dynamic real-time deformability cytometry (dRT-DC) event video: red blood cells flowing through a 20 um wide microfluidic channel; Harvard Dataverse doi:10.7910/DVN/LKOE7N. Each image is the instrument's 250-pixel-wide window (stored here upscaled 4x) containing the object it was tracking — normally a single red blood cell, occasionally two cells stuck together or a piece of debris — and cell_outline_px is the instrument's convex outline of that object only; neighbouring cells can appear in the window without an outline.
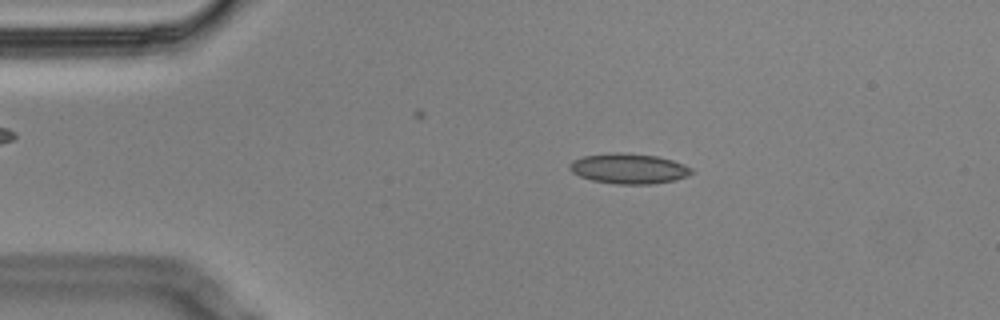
{"species": "Egyptian fruit bat (a non-hibernating species)", "species_latin": "Rousettus aegyptiacus", "temperature_condition": "cold", "stored_images_in_passage": 52, "segment_of_instrument_passage": [1, 2], "camera_frame_rate_fps": 3000, "um_per_image_px": 0.085, "animal": {"sex": "male"}, "frame": {"image": 1, "passage_image": 6, "time_ms": 1.667, "image_size_px": [1000, 320], "cell_outline_px": [[692, 172], [688, 176], [676, 180], [652, 184], [616, 184], [592, 180], [580, 176], [572, 172], [568, 168], [568, 164], [572, 160], [584, 156], [612, 152], [624, 152], [656, 156], [672, 160], [684, 164], [692, 168]], "centroid_in_image_um": [53.43, 14.33], "position_along_channel_um": 31.6, "area_um2": 21.62}}
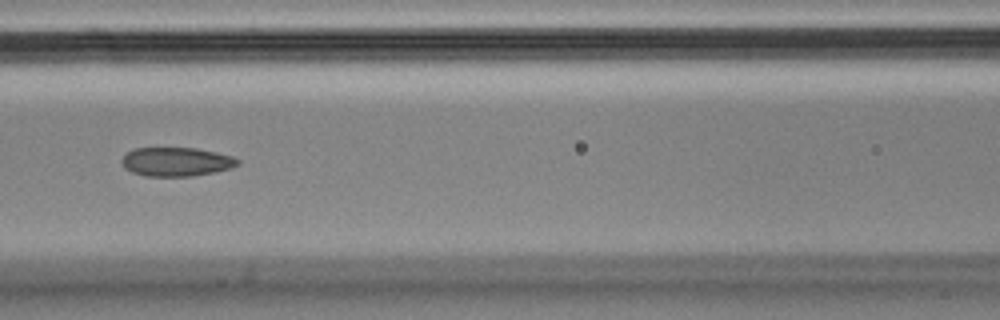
{"frame": {"image": 2, "passage_image": 20, "time_ms": 6.333, "image_size_px": [1000, 320], "cell_outline_px": [[240, 164], [216, 172], [192, 176], [144, 176], [132, 172], [124, 168], [120, 160], [128, 152], [136, 148], [196, 148], [216, 152], [232, 156], [240, 160]], "centroid_in_image_um": [14.98, 13.75], "position_along_channel_um": 151.6, "area_um2": 19.54}}
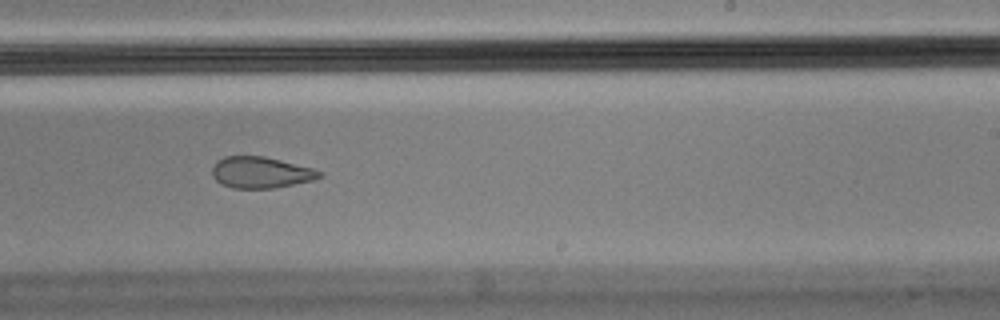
{"frame": {"image": 3, "passage_image": 30, "time_ms": 9.667, "image_size_px": [1000, 320], "cell_outline_px": [[324, 176], [312, 180], [272, 188], [232, 188], [220, 184], [212, 176], [212, 168], [216, 160], [224, 156], [264, 156], [312, 168], [324, 172]], "centroid_in_image_um": [22.14, 14.65], "position_along_channel_um": 266.9, "area_um2": 19.59}}